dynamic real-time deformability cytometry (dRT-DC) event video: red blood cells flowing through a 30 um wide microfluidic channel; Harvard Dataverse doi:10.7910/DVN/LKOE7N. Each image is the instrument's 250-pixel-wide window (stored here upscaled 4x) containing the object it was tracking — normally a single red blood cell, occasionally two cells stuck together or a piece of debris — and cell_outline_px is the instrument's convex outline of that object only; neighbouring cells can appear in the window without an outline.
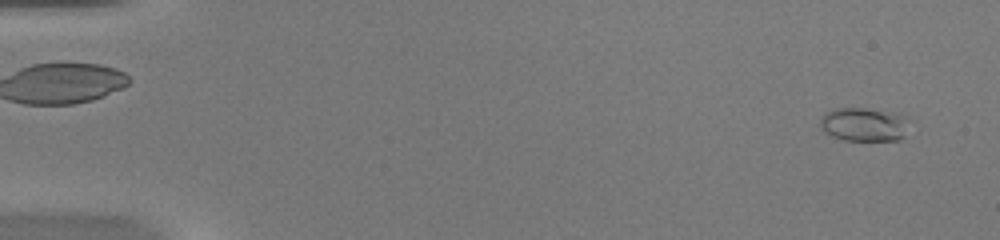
{"species": "common noctule bat (a hibernating species)", "species_latin": "Nyctalus noctula", "temperature_condition": "warm", "stored_images_in_passage": 52, "camera_frame_rate_fps": 3000, "um_per_image_px": 0.085, "animal": {"sex": "female", "body_mass_g": 20.0, "forearm_length_mm": 54.0}, "frame": {"image": 1, "passage_image": 3, "time_ms": 0.667, "image_size_px": [1000, 240], "cell_outline_px": [[904, 136], [900, 140], [844, 140], [832, 136], [824, 132], [820, 128], [820, 116], [824, 112], [836, 108], [864, 108], [900, 112]], "centroid_in_image_um": [73.3, 10.56], "position_along_channel_um": 11.7, "area_um2": 17.22}}
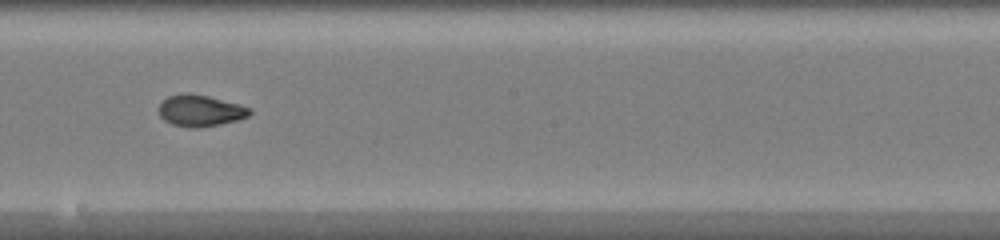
{"frame": {"image": 2, "passage_image": 30, "time_ms": 9.667, "image_size_px": [1000, 240], "cell_outline_px": [[252, 112], [248, 116], [236, 120], [220, 124], [196, 128], [192, 128], [172, 124], [164, 120], [160, 116], [156, 108], [160, 100], [168, 96], [184, 92], [208, 96], [240, 104], [252, 108]], "centroid_in_image_um": [16.97, 9.39], "position_along_channel_um": 231.2, "area_um2": 16.94}}
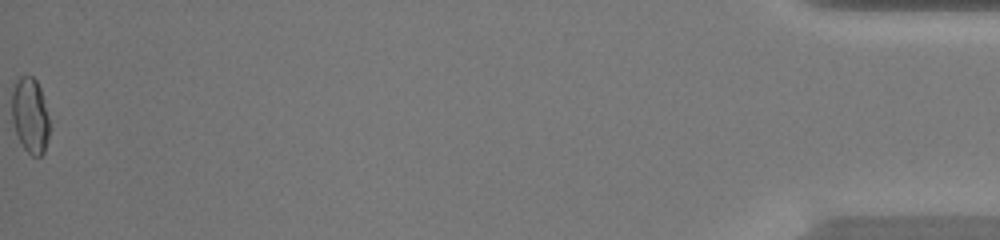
{"frame": {"image": 3, "passage_image": 52, "time_ms": 17.0, "image_size_px": [1000, 240], "cell_outline_px": [[48, 136], [44, 152], [40, 156], [32, 156], [24, 148], [16, 132], [12, 120], [12, 88], [16, 80], [20, 76], [32, 76], [36, 80], [40, 88], [44, 100], [48, 116]], "centroid_in_image_um": [2.55, 9.79], "position_along_channel_um": 432.7, "area_um2": 16.36}, "authors_computed_cell_mechanics": {"area_um2": 16.4152, "velocity_mm_per_s": 4.0664, "shape_relaxation_time_tau1_ms": null, "shape_relaxation_time_tau2_ms": 0.9892, "deformation_change_tau1": null, "deformation_change_tau2": 0.059}}